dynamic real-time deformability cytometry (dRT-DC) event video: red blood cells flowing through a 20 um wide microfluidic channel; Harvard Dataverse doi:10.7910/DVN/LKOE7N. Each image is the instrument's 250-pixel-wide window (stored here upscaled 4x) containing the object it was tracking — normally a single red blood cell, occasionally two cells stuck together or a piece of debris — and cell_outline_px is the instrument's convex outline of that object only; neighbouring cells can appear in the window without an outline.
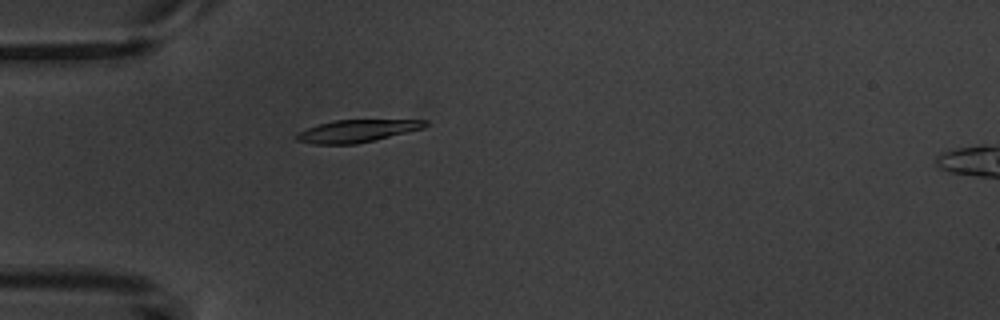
{"species": "common noctule bat (a hibernating species)", "species_latin": "Nyctalus noctula", "temperature_condition": "warm", "stored_images_in_passage": 6, "segment_of_instrument_passage": [1, 2], "camera_frame_rate_fps": 3000, "um_per_image_px": 0.085, "animal": {"sex": "male", "body_mass_g": 20.1, "forearm_length_mm": 53.5}, "frame": {"image": 1, "passage_image": 5, "time_ms": 4.667, "image_size_px": [1000, 320], "cell_outline_px": [[428, 124], [424, 128], [376, 140], [356, 144], [312, 144], [296, 140], [296, 132], [332, 120], [428, 120]], "centroid_in_image_um": [30.34, 11.14], "position_along_channel_um": 54.7, "area_um2": 16.82}}